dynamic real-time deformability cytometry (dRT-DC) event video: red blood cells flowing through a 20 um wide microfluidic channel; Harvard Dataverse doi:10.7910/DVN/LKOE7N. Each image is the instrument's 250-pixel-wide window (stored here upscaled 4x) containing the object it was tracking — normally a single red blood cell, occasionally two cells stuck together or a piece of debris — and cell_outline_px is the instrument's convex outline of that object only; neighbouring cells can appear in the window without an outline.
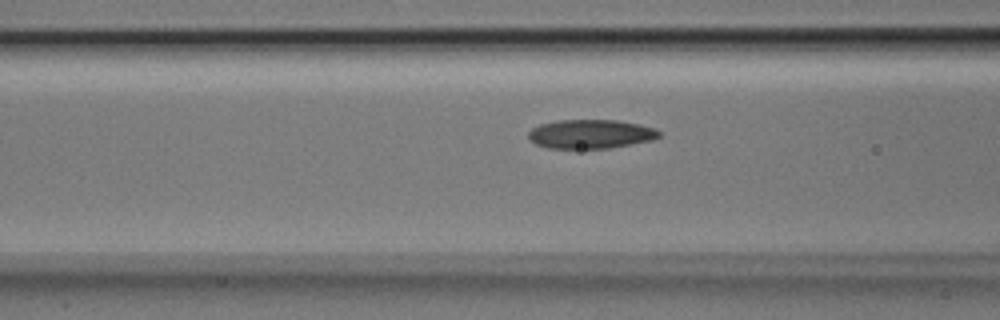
{"species": "Egyptian fruit bat (a non-hibernating species)", "species_latin": "Rousettus aegyptiacus", "temperature_condition": "room temperature", "stored_images_in_passage": 17, "camera_frame_rate_fps": 3000, "um_per_image_px": 0.085, "animal": {"sex": "male"}, "frame": {"image": 1, "passage_image": 15, "time_ms": 4.667, "image_size_px": [1000, 320], "cell_outline_px": [[660, 136], [652, 140], [608, 148], [548, 148], [536, 144], [528, 140], [528, 132], [532, 128], [540, 124], [556, 120], [616, 120], [640, 124], [656, 128], [660, 132]], "centroid_in_image_um": [50.18, 11.38], "position_along_channel_um": 116.4, "area_um2": 22.14}}